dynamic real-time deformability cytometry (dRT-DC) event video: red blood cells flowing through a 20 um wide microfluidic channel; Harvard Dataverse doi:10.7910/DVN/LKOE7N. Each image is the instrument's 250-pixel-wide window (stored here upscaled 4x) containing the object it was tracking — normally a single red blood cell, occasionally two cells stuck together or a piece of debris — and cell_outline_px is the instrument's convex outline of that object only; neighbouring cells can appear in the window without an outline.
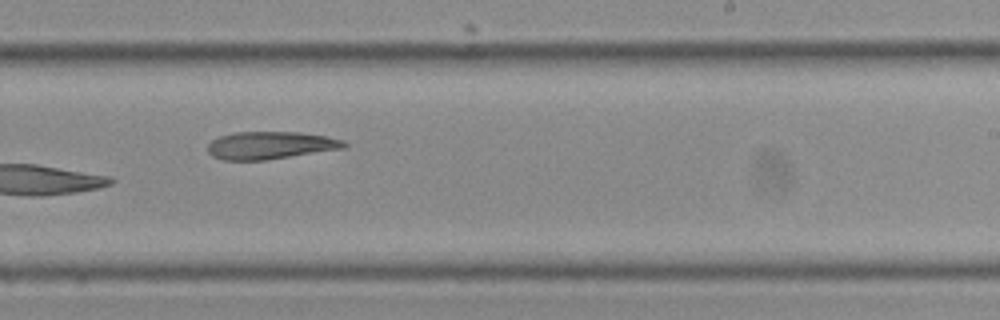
{"species": "Egyptian fruit bat (a non-hibernating species)", "species_latin": "Rousettus aegyptiacus", "temperature_condition": "cold", "stored_images_in_passage": 27, "camera_frame_rate_fps": 3000, "um_per_image_px": 0.085, "frame": {"image": 1, "passage_image": 16, "time_ms": 5.0, "image_size_px": [1000, 320], "cell_outline_px": [[348, 148], [264, 160], [220, 160], [212, 156], [208, 152], [208, 144], [212, 140], [220, 136], [236, 132], [300, 132], [328, 136], [344, 140], [348, 144]], "centroid_in_image_um": [23.03, 12.35], "position_along_channel_um": 266.0, "area_um2": 22.14}}